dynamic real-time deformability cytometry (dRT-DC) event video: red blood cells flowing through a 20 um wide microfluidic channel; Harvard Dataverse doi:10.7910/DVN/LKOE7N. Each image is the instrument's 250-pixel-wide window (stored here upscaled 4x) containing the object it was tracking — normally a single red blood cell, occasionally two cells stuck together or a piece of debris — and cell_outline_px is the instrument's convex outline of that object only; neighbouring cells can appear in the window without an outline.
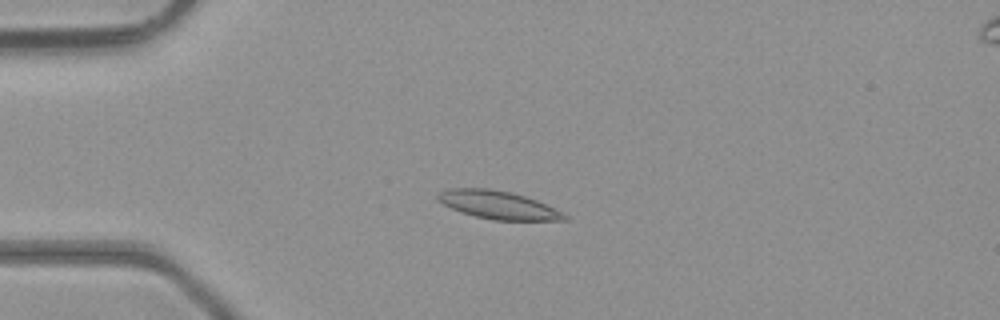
{"species": "common noctule bat (a hibernating species)", "species_latin": "Nyctalus noctula", "temperature_condition": "room temperature", "stored_images_in_passage": 48, "camera_frame_rate_fps": 3000, "um_per_image_px": 0.085, "animal": {"sex": "male", "body_mass_g": 23.1, "forearm_length_mm": 52.7}, "frame": {"image": 1, "passage_image": 13, "time_ms": 4.0, "image_size_px": [1000, 320], "cell_outline_px": [[568, 220], [492, 220], [460, 212], [436, 200], [436, 196], [440, 192], [448, 188], [488, 188], [512, 192], [536, 200], [568, 216]], "centroid_in_image_um": [42.29, 17.41], "position_along_channel_um": 42.7, "area_um2": 20.52}}
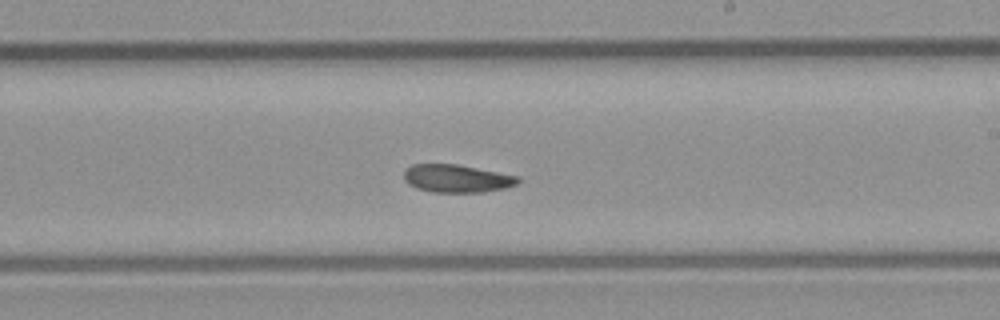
{"frame": {"image": 2, "passage_image": 29, "time_ms": 9.333, "image_size_px": [1000, 320], "cell_outline_px": [[520, 180], [516, 184], [504, 188], [484, 192], [432, 192], [416, 188], [408, 184], [404, 180], [404, 168], [412, 164], [456, 164], [520, 176]], "centroid_in_image_um": [38.8, 15.17], "position_along_channel_um": 250.2, "area_um2": 18.61}}
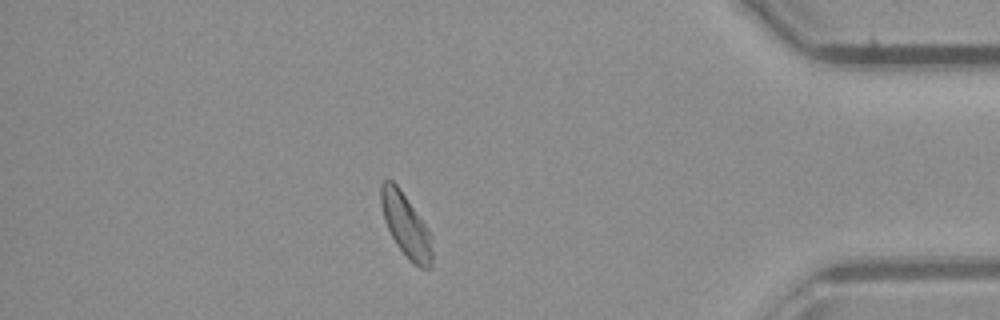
{"frame": {"image": 3, "passage_image": 42, "time_ms": 13.667, "image_size_px": [1000, 320], "cell_outline_px": [[432, 268], [420, 268], [412, 264], [408, 260], [396, 244], [384, 220], [380, 204], [380, 184], [384, 180], [392, 180], [400, 188], [428, 228], [432, 236]], "centroid_in_image_um": [34.51, 19.17], "position_along_channel_um": 400.7, "area_um2": 19.19}, "authors_computed_cell_mechanics": {"area_um2": 19.652, "velocity_mm_per_s": 4.3949, "shape_relaxation_time_tau1_ms": 5.0345, "shape_relaxation_time_tau2_ms": 3.861, "deformation_change_tau1": 0.1408, "deformation_change_tau2": 0.0985}}